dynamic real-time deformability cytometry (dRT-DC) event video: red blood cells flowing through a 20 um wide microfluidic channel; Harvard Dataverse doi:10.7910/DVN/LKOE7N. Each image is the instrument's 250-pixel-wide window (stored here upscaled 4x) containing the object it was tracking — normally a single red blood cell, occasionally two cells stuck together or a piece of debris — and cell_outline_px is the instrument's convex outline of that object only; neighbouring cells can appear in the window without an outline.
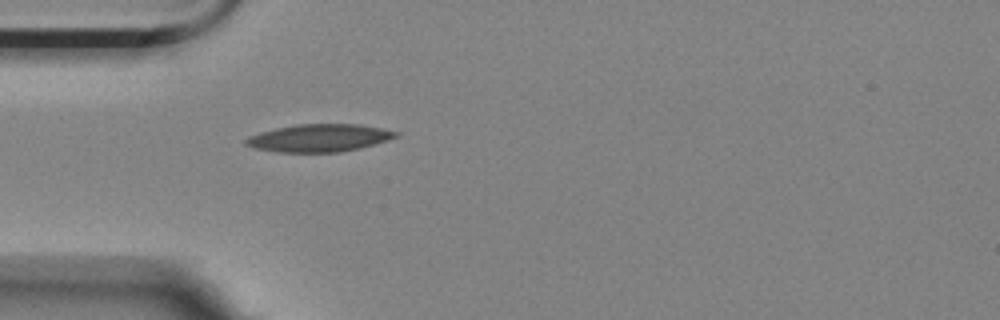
{"species": "Egyptian fruit bat (a non-hibernating species)", "species_latin": "Rousettus aegyptiacus", "temperature_condition": "room temperature", "stored_images_in_passage": 4, "camera_frame_rate_fps": 3000, "um_per_image_px": 0.085, "animal": {"sex": "female"}, "frame": {"image": 1, "passage_image": 4, "time_ms": 1.0, "image_size_px": [1000, 320], "cell_outline_px": [[400, 136], [372, 144], [340, 152], [276, 152], [256, 148], [244, 144], [244, 140], [248, 136], [260, 132], [276, 128], [296, 124], [360, 124], [400, 132]], "centroid_in_image_um": [27.1, 11.72], "position_along_channel_um": 57.9, "area_um2": 23.99}}